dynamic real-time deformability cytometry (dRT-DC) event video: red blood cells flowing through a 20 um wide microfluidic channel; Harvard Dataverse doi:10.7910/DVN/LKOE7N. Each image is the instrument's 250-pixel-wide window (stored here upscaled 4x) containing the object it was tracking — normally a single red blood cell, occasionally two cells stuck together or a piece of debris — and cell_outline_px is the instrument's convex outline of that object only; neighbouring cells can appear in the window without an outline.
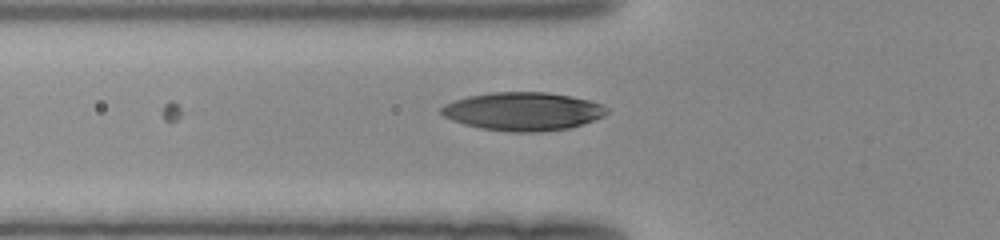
{"species": "human", "species_latin": "Homo sapiens", "temperature_condition": "room temperature", "stored_images_in_passage": 3, "camera_frame_rate_fps": 3000, "um_per_image_px": 0.085, "donor": {"sex": "female"}, "frame": {"image": 1, "passage_image": 3, "time_ms": 0.667, "image_size_px": [1000, 240], "cell_outline_px": [[608, 112], [604, 116], [568, 128], [540, 132], [512, 132], [480, 128], [464, 124], [452, 120], [444, 116], [440, 112], [440, 108], [444, 104], [468, 96], [492, 92], [548, 92], [588, 100], [600, 104], [608, 108]], "centroid_in_image_um": [44.42, 9.47], "position_along_channel_um": 81.4, "area_um2": 36.7}}